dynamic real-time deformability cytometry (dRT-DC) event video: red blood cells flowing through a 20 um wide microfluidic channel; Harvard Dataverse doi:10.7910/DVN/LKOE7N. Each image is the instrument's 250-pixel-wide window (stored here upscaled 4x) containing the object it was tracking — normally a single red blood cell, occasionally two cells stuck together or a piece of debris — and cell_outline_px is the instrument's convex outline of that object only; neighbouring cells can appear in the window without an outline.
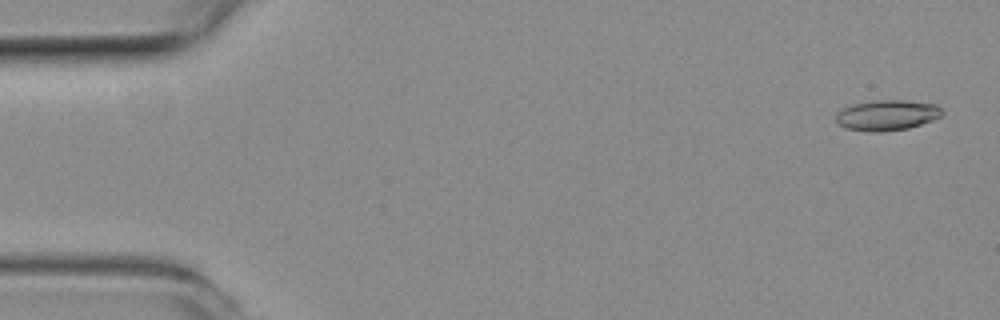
{"species": "common noctule bat (a hibernating species)", "species_latin": "Nyctalus noctula", "temperature_condition": "room temperature", "stored_images_in_passage": 48, "camera_frame_rate_fps": 3000, "um_per_image_px": 0.085, "animal": {"sex": "female", "body_mass_g": 19.3, "forearm_length_mm": 54.1}, "frame": {"image": 1, "passage_image": 2, "time_ms": 0.333, "image_size_px": [1000, 320], "cell_outline_px": [[944, 112], [940, 116], [932, 120], [908, 128], [880, 132], [872, 132], [848, 128], [840, 124], [836, 120], [836, 112], [852, 104], [876, 100], [904, 100], [936, 104]], "centroid_in_image_um": [75.4, 9.78], "position_along_channel_um": 9.6, "area_um2": 18.67}}
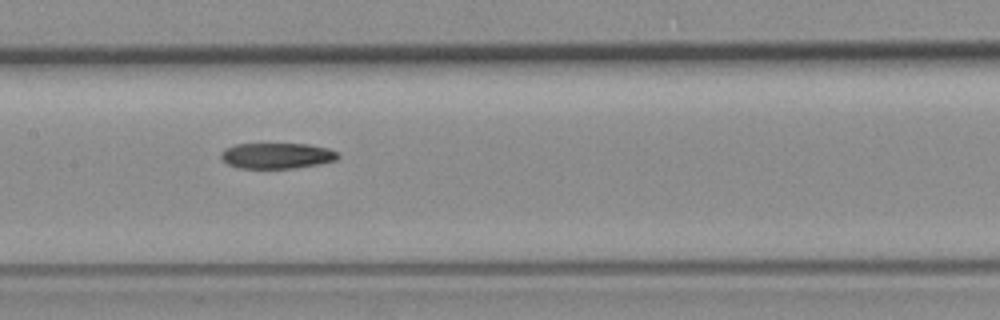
{"frame": {"image": 2, "passage_image": 25, "time_ms": 8.0, "image_size_px": [1000, 320], "cell_outline_px": [[340, 156], [336, 160], [316, 164], [292, 168], [240, 168], [228, 164], [220, 156], [220, 152], [224, 148], [236, 144], [308, 144], [328, 148], [336, 152]], "centroid_in_image_um": [23.5, 13.22], "position_along_channel_um": 183.9, "area_um2": 17.4}}
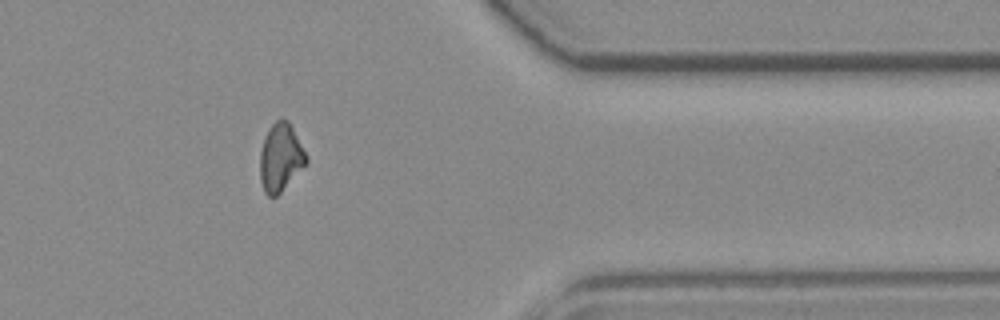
{"frame": {"image": 3, "passage_image": 42, "time_ms": 13.667, "image_size_px": [1000, 320], "cell_outline_px": [[308, 160], [280, 192], [276, 196], [268, 196], [264, 192], [260, 180], [260, 152], [264, 140], [272, 124], [280, 116], [288, 120]], "centroid_in_image_um": [23.81, 13.37], "position_along_channel_um": 387.6, "area_um2": 17.69}}